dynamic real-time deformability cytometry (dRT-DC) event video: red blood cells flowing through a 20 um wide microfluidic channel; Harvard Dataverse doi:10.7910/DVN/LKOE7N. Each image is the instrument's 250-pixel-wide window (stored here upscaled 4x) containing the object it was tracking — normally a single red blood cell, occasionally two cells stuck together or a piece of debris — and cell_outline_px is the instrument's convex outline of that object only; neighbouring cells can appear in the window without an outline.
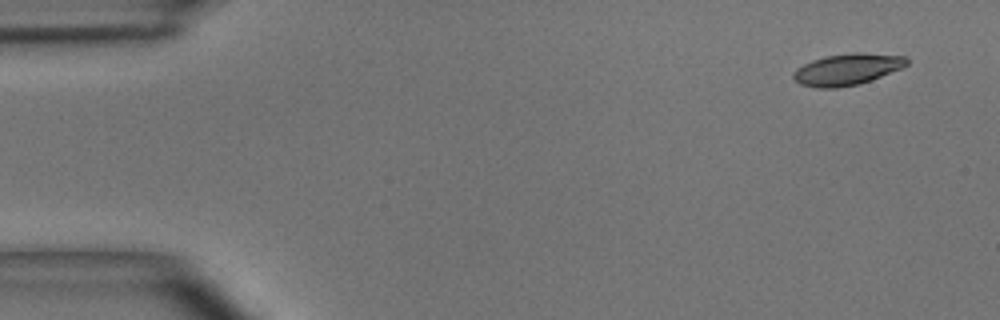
{"species": "common noctule bat (a hibernating species)", "species_latin": "Nyctalus noctula", "temperature_condition": "room temperature", "stored_images_in_passage": 4, "camera_frame_rate_fps": 3000, "um_per_image_px": 0.085, "animal": {"sex": "male", "body_mass_g": 15.6}, "frame": {"image": 1, "passage_image": 1, "time_ms": 0.0, "image_size_px": [1000, 320], "cell_outline_px": [[908, 64], [904, 68], [872, 80], [860, 84], [836, 88], [816, 88], [800, 84], [792, 76], [792, 72], [796, 68], [812, 60], [824, 56], [852, 52], [864, 52], [908, 56]], "centroid_in_image_um": [72.05, 5.89], "position_along_channel_um": 12.9, "area_um2": 21.27}}